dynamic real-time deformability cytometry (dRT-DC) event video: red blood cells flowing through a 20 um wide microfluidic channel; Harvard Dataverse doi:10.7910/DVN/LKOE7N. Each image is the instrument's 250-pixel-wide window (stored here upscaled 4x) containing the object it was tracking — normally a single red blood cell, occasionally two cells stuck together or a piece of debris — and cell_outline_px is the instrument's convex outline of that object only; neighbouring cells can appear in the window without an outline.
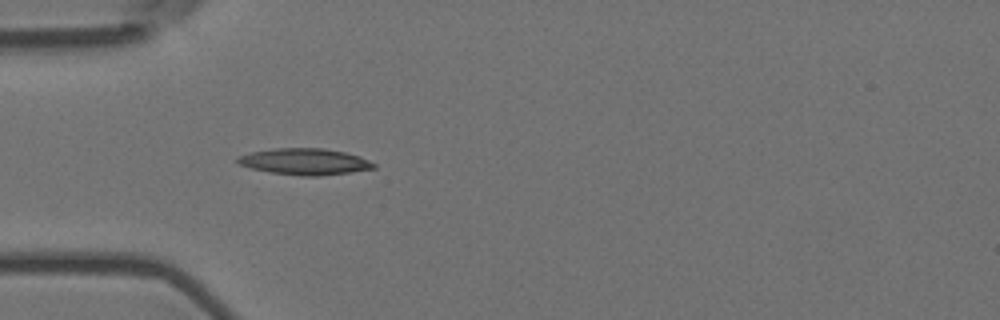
{"species": "Egyptian fruit bat (a non-hibernating species)", "species_latin": "Rousettus aegyptiacus", "temperature_condition": "room temperature", "stored_images_in_passage": 4, "camera_frame_rate_fps": 3000, "um_per_image_px": 0.085, "animal": {"sex": "female"}, "frame": {"image": 1, "passage_image": 4, "time_ms": 1.0, "image_size_px": [1000, 320], "cell_outline_px": [[376, 168], [352, 172], [320, 176], [300, 176], [268, 172], [252, 168], [240, 164], [236, 160], [236, 156], [252, 152], [276, 148], [324, 148], [344, 152], [360, 156], [376, 164]], "centroid_in_image_um": [25.92, 13.74], "position_along_channel_um": 59.1, "area_um2": 20.98}}